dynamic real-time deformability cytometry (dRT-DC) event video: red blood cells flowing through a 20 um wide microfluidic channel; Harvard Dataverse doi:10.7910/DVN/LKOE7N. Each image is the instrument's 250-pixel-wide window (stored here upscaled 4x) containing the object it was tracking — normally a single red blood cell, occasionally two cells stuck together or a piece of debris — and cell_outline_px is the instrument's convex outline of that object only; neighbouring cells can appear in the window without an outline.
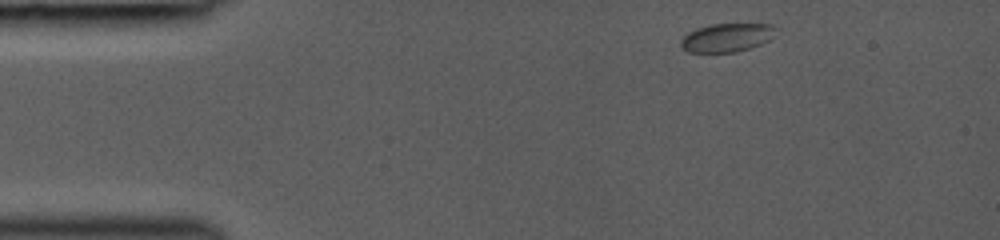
{"species": "common noctule bat (a hibernating species)", "species_latin": "Nyctalus noctula", "temperature_condition": "room temperature", "stored_images_in_passage": 26, "camera_frame_rate_fps": 3000, "um_per_image_px": 0.085, "animal": {"sex": "female", "body_mass_g": 19.0, "forearm_length_mm": 53.3}, "frame": {"image": 1, "passage_image": 1, "time_ms": 0.0, "image_size_px": [1000, 240], "cell_outline_px": [[776, 28], [772, 40], [752, 48], [736, 52], [688, 52], [680, 44], [680, 40], [688, 32], [696, 28], [712, 24], [772, 24]], "centroid_in_image_um": [61.82, 3.2], "position_along_channel_um": 23.2, "area_um2": 15.95}}
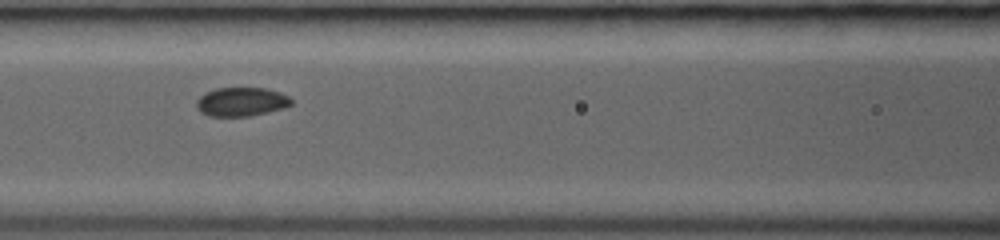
{"frame": {"image": 2, "passage_image": 10, "time_ms": 4.667, "image_size_px": [1000, 240], "cell_outline_px": [[292, 104], [284, 108], [268, 112], [248, 116], [208, 116], [200, 112], [196, 108], [196, 100], [204, 92], [216, 88], [264, 88], [280, 92], [288, 96], [292, 100]], "centroid_in_image_um": [20.49, 8.65], "position_along_channel_um": 146.1, "area_um2": 16.07}}
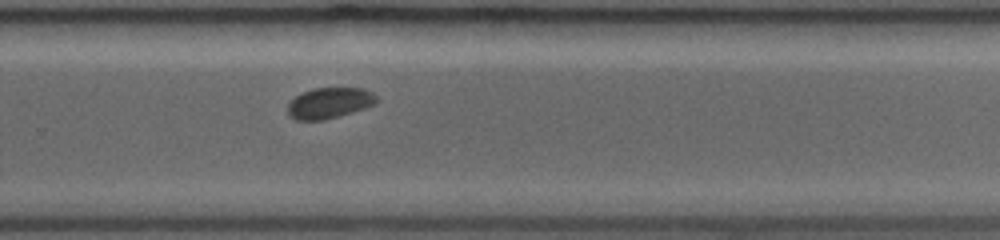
{"frame": {"image": 3, "passage_image": 17, "time_ms": 8.333, "image_size_px": [1000, 240], "cell_outline_px": [[380, 100], [376, 104], [340, 116], [324, 120], [296, 120], [288, 116], [288, 104], [296, 96], [312, 88], [364, 88], [372, 92]], "centroid_in_image_um": [28.02, 8.76], "position_along_channel_um": 301.8, "area_um2": 16.07}}